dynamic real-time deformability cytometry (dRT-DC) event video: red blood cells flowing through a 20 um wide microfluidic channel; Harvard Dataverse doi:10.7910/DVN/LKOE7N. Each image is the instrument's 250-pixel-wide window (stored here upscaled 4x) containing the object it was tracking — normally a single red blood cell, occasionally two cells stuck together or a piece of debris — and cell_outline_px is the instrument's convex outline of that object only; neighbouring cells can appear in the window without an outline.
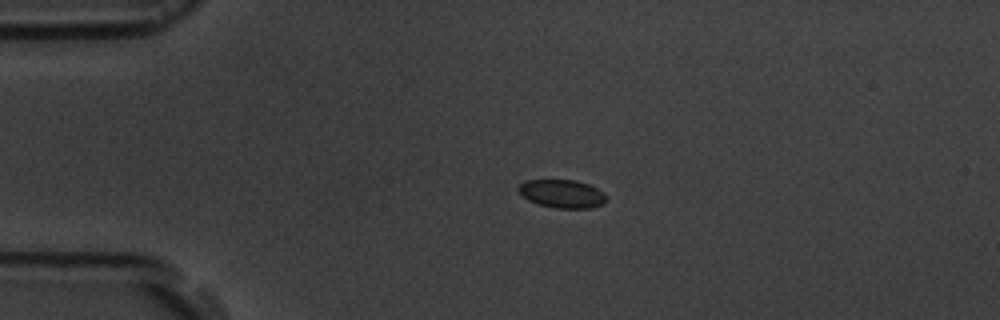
{"species": "common noctule bat (a hibernating species)", "species_latin": "Nyctalus noctula", "temperature_condition": "room temperature", "stored_images_in_passage": 5, "camera_frame_rate_fps": 3000, "um_per_image_px": 0.085, "animal": {"sex": "male", "body_mass_g": 19.5, "forearm_length_mm": 54.6}, "frame": {"image": 1, "passage_image": 4, "time_ms": 3.333, "image_size_px": [1000, 320], "cell_outline_px": [[608, 200], [604, 204], [592, 208], [556, 208], [536, 204], [528, 200], [516, 188], [524, 180], [576, 180], [588, 184], [604, 192], [608, 196]], "centroid_in_image_um": [47.81, 16.47], "position_along_channel_um": 37.2, "area_um2": 14.68}}